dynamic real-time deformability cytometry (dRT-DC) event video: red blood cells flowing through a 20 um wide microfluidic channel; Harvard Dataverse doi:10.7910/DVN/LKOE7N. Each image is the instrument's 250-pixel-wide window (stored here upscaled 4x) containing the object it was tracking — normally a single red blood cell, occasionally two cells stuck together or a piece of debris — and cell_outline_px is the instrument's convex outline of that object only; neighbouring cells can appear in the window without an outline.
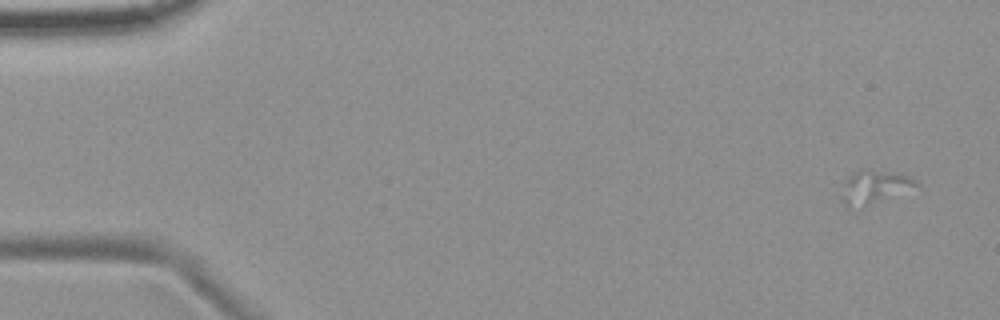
{"species": "common noctule bat (a hibernating species)", "species_latin": "Nyctalus noctula", "temperature_condition": "room temperature", "stored_images_in_passage": 5, "camera_frame_rate_fps": 3000, "um_per_image_px": 0.085, "animal": {"sex": "female", "body_mass_g": 19.9}, "frame": {"image": 1, "passage_image": 1, "time_ms": 0.0, "image_size_px": [1000, 320], "cell_outline_px": [[920, 184], [864, 208], [848, 208], [844, 200], [844, 180], [848, 176], [856, 172], [868, 168], [908, 176], [916, 180]], "centroid_in_image_um": [74.29, 15.9], "position_along_channel_um": 10.7, "area_um2": 14.05}}